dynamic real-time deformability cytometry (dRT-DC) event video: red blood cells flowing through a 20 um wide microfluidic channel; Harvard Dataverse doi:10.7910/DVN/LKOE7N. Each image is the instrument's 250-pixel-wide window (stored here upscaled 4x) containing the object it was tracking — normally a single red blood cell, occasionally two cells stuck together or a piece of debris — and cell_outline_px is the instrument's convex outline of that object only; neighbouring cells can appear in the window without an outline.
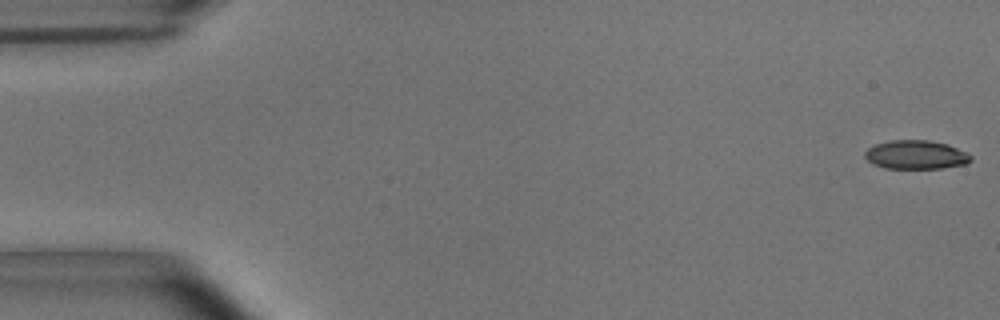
{"species": "common noctule bat (a hibernating species)", "species_latin": "Nyctalus noctula", "temperature_condition": "room temperature", "stored_images_in_passage": 48, "camera_frame_rate_fps": 3000, "um_per_image_px": 0.085, "animal": {"sex": "male", "body_mass_g": 15.6}, "frame": {"image": 1, "passage_image": 1, "time_ms": 0.0, "image_size_px": [1000, 320], "cell_outline_px": [[972, 160], [964, 164], [944, 168], [884, 168], [872, 164], [864, 156], [864, 152], [868, 148], [876, 144], [892, 140], [928, 140], [948, 144], [968, 152], [972, 156]], "centroid_in_image_um": [77.87, 13.15], "position_along_channel_um": 7.1, "area_um2": 17.86}}
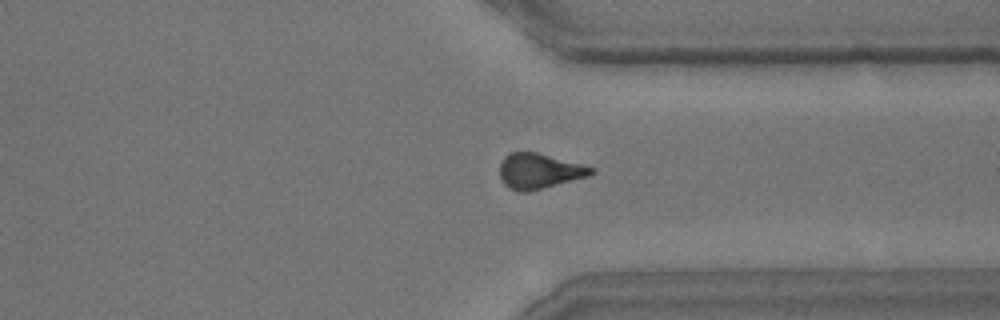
{"frame": {"image": 2, "passage_image": 41, "time_ms": 13.333, "image_size_px": [1000, 320], "cell_outline_px": [[596, 172], [588, 176], [528, 192], [520, 192], [508, 188], [500, 180], [500, 164], [504, 156], [508, 152], [536, 152], [584, 164], [596, 168]], "centroid_in_image_um": [45.83, 14.53], "position_along_channel_um": 365.6, "area_um2": 19.02}}
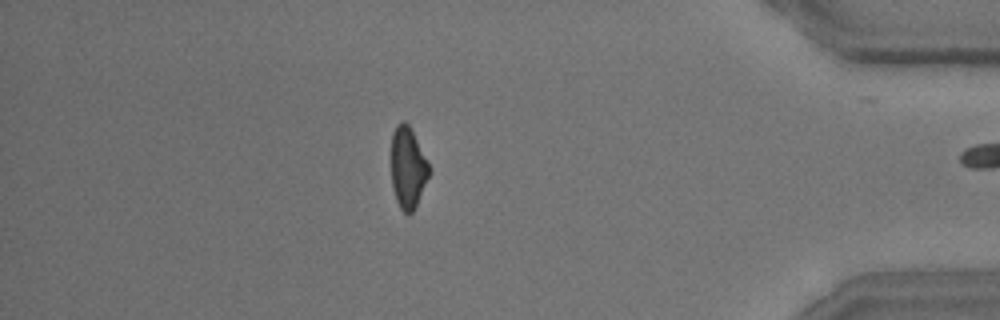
{"frame": {"image": 3, "passage_image": 47, "time_ms": 15.333, "image_size_px": [1000, 320], "cell_outline_px": [[432, 172], [416, 208], [412, 212], [404, 212], [400, 208], [396, 200], [392, 184], [392, 132], [396, 124], [400, 120], [404, 120], [408, 124]], "centroid_in_image_um": [34.68, 14.28], "position_along_channel_um": 400.5, "area_um2": 17.92}}